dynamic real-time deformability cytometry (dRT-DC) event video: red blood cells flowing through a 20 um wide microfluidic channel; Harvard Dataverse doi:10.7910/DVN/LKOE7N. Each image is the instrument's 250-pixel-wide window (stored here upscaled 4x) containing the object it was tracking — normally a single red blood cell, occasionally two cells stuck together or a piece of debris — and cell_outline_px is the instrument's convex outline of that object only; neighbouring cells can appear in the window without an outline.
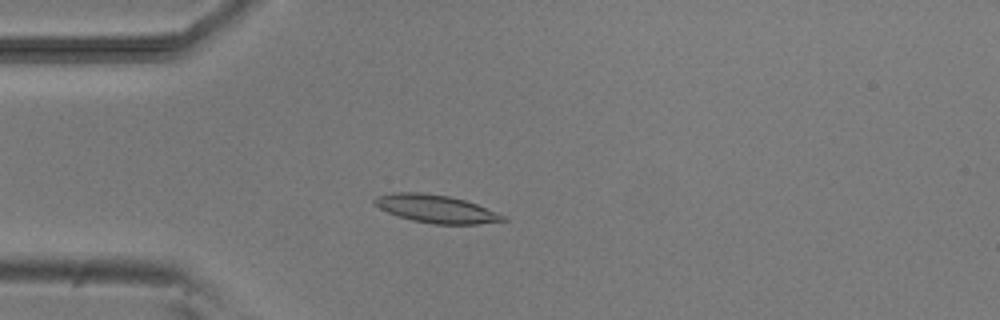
{"species": "common noctule bat (a hibernating species)", "species_latin": "Nyctalus noctula", "temperature_condition": "room temperature", "stored_images_in_passage": 5, "camera_frame_rate_fps": 3000, "um_per_image_px": 0.085, "animal": {"sex": "male", "body_mass_g": 20.5, "forearm_length_mm": 52.5}, "frame": {"image": 1, "passage_image": 4, "time_ms": 3.333, "image_size_px": [1000, 320], "cell_outline_px": [[508, 220], [476, 224], [432, 224], [412, 220], [388, 212], [380, 208], [372, 200], [376, 196], [392, 192], [420, 192], [448, 196], [464, 200], [476, 204], [508, 216]], "centroid_in_image_um": [37.08, 17.75], "position_along_channel_um": 47.9, "area_um2": 20.81}}